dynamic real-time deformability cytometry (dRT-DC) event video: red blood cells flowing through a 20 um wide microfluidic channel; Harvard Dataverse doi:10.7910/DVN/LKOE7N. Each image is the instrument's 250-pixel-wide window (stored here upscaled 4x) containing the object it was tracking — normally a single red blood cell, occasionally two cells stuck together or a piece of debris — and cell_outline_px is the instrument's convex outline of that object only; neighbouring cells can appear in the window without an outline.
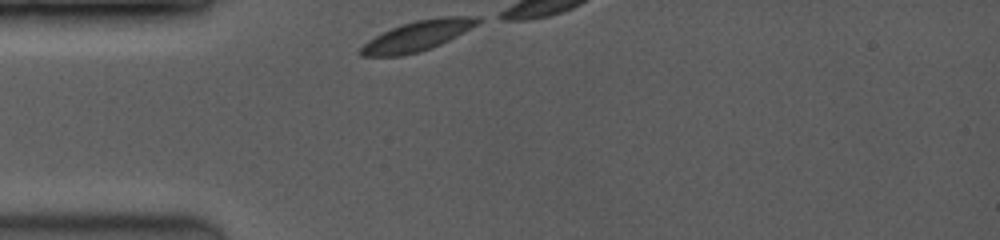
{"species": "common noctule bat (a hibernating species)", "species_latin": "Nyctalus noctula", "temperature_condition": "room temperature", "stored_images_in_passage": 6, "camera_frame_rate_fps": 3500, "um_per_image_px": 0.085, "animal": {"sex": "female", "body_mass_g": 19.0, "forearm_length_mm": 53.3}, "frame": {"image": 1, "passage_image": 1, "time_ms": 0.0, "image_size_px": [1000, 240], "cell_outline_px": [[484, 20], [464, 32], [432, 48], [420, 52], [400, 56], [360, 56], [356, 52], [368, 40], [392, 28], [416, 20], [440, 16], [480, 16]], "centroid_in_image_um": [35.5, 3.05], "position_along_channel_um": 49.5, "area_um2": 20.58}}
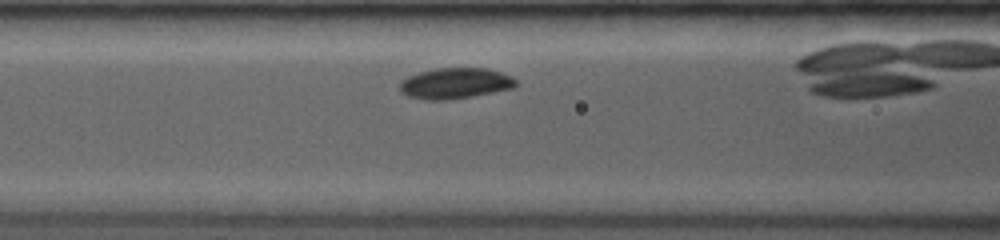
{"frame": {"image": 2, "passage_image": 6, "time_ms": 2.286, "image_size_px": [1000, 240], "cell_outline_px": [[516, 88], [472, 96], [448, 100], [428, 100], [408, 96], [400, 92], [400, 80], [408, 76], [420, 72], [436, 68], [484, 68], [500, 72], [512, 76], [516, 80]], "centroid_in_image_um": [38.69, 7.08], "position_along_channel_um": 127.9, "area_um2": 20.92}}